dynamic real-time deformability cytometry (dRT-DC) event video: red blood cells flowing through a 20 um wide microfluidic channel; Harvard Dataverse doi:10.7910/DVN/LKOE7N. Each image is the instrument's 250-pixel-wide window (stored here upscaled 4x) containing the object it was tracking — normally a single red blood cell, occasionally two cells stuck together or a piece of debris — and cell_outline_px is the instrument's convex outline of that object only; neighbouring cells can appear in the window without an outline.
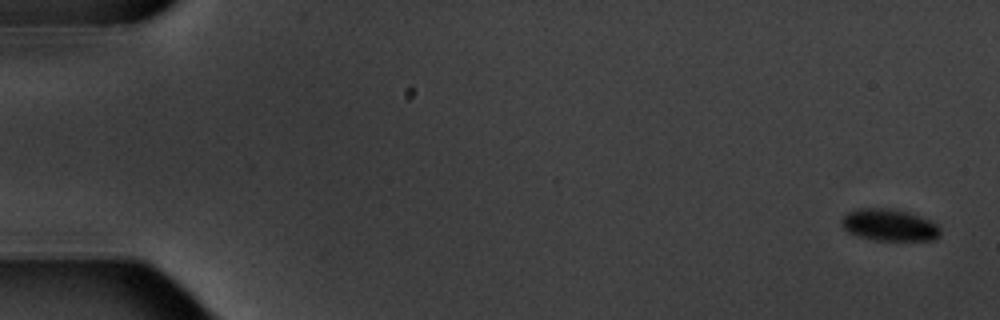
{"species": "common noctule bat (a hibernating species)", "species_latin": "Nyctalus noctula", "temperature_condition": "warm", "stored_images_in_passage": 8, "camera_frame_rate_fps": 3000, "um_per_image_px": 0.085, "animal": {"sex": "male", "body_mass_g": 20.1, "forearm_length_mm": 53.5}, "frame": {"image": 1, "passage_image": 1, "time_ms": 0.0, "image_size_px": [1000, 320], "cell_outline_px": [[940, 236], [936, 240], [872, 240], [856, 236], [848, 232], [844, 228], [840, 220], [848, 212], [856, 208], [896, 208], [920, 216], [936, 224], [940, 228]], "centroid_in_image_um": [75.58, 19.12], "position_along_channel_um": 9.4, "area_um2": 18.55}}
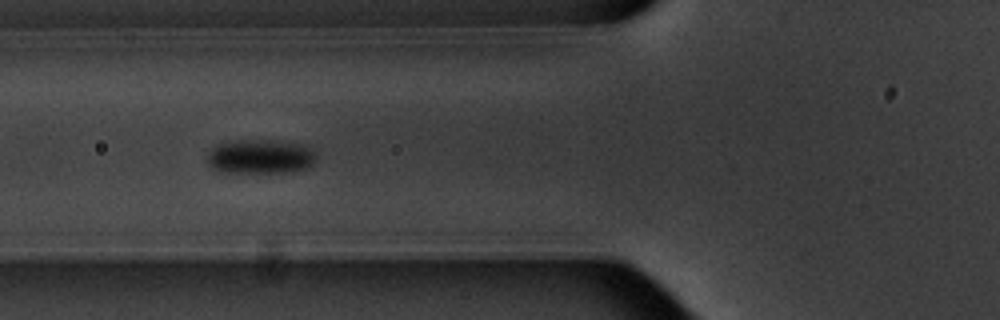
{"frame": {"image": 2, "passage_image": 7, "time_ms": 7.0, "image_size_px": [1000, 320], "cell_outline_px": [[316, 156], [312, 164], [304, 168], [288, 172], [220, 172], [212, 168], [208, 164], [208, 156], [212, 148], [216, 144], [240, 140], [248, 140], [304, 144]], "centroid_in_image_um": [22.07, 13.33], "position_along_channel_um": 103.7, "area_um2": 21.21}}